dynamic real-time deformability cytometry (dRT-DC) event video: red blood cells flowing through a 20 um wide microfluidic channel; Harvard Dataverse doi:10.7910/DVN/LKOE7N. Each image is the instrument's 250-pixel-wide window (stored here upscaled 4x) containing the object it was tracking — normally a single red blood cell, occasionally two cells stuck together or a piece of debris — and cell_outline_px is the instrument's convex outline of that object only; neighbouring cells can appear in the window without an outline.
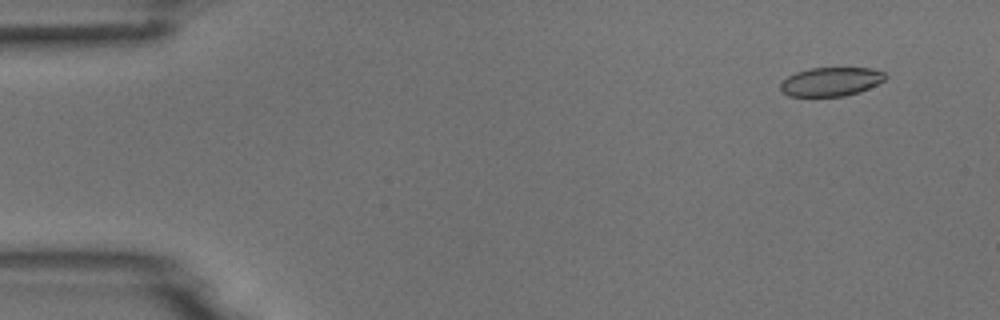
{"species": "common noctule bat (a hibernating species)", "species_latin": "Nyctalus noctula", "temperature_condition": "room temperature", "stored_images_in_passage": 4, "camera_frame_rate_fps": 3000, "um_per_image_px": 0.085, "animal": {"sex": "male", "body_mass_g": 18.8}, "frame": {"image": 1, "passage_image": 1, "time_ms": 0.0, "image_size_px": [1000, 320], "cell_outline_px": [[888, 76], [884, 80], [868, 88], [844, 96], [788, 96], [780, 88], [780, 84], [788, 76], [796, 72], [808, 68], [872, 68], [884, 72]], "centroid_in_image_um": [70.63, 6.93], "position_along_channel_um": 14.4, "area_um2": 17.46}}
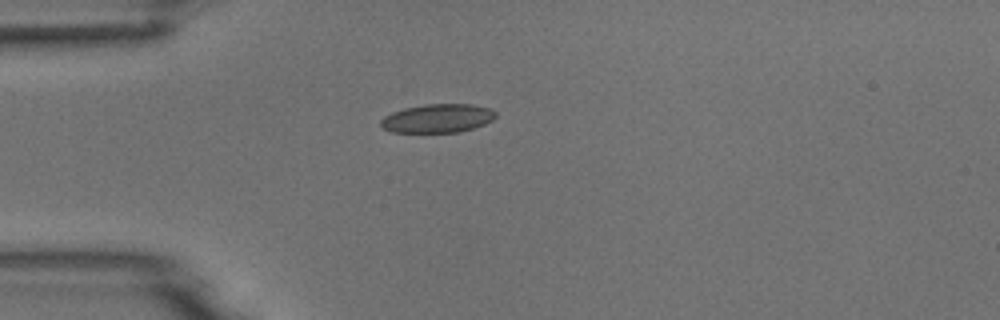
{"frame": {"image": 2, "passage_image": 4, "time_ms": 3.333, "image_size_px": [1000, 320], "cell_outline_px": [[496, 116], [492, 120], [484, 124], [460, 132], [392, 132], [384, 128], [380, 124], [380, 120], [384, 116], [392, 112], [404, 108], [424, 104], [472, 104], [488, 108], [496, 112]], "centroid_in_image_um": [37.18, 10.05], "position_along_channel_um": 47.8, "area_um2": 19.13}}